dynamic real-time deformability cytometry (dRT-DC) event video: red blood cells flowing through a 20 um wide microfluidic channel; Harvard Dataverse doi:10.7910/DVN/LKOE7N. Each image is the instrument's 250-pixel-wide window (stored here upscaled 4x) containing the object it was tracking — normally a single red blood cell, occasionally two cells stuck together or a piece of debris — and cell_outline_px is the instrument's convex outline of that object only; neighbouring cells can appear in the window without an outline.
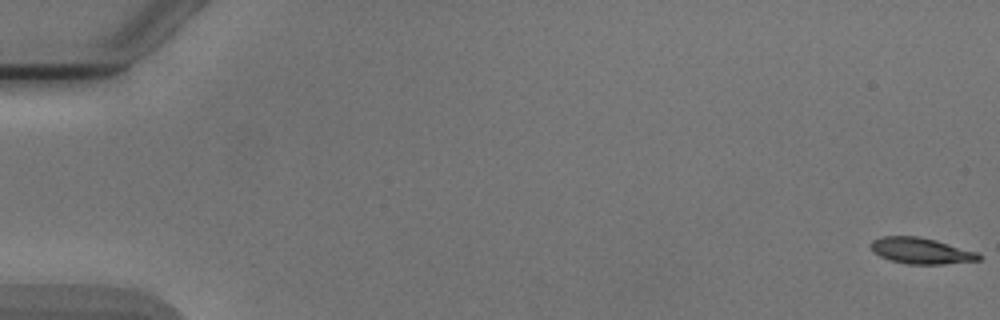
{"species": "Egyptian fruit bat (a non-hibernating species)", "species_latin": "Rousettus aegyptiacus", "temperature_condition": "cold", "stored_images_in_passage": 9, "camera_frame_rate_fps": 3000, "um_per_image_px": 0.085, "animal": {"sex": "male"}, "frame": {"image": 1, "passage_image": 1, "time_ms": 0.0, "image_size_px": [1000, 320], "cell_outline_px": [[980, 260], [944, 264], [904, 264], [880, 256], [872, 252], [868, 244], [872, 240], [884, 236], [916, 236], [936, 240], [976, 252], [980, 256]], "centroid_in_image_um": [78.22, 21.31], "position_along_channel_um": 6.8, "area_um2": 16.36}}
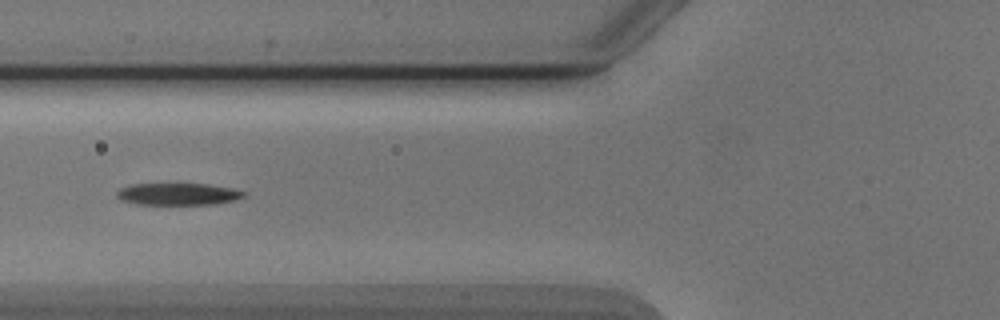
{"frame": {"image": 2, "passage_image": 6, "time_ms": 7.0, "image_size_px": [1000, 320], "cell_outline_px": [[248, 196], [236, 200], [216, 204], [136, 204], [120, 200], [116, 196], [116, 192], [120, 188], [132, 184], [208, 184], [232, 188], [248, 192]], "centroid_in_image_um": [15.19, 16.5], "position_along_channel_um": 110.6, "area_um2": 16.47}}
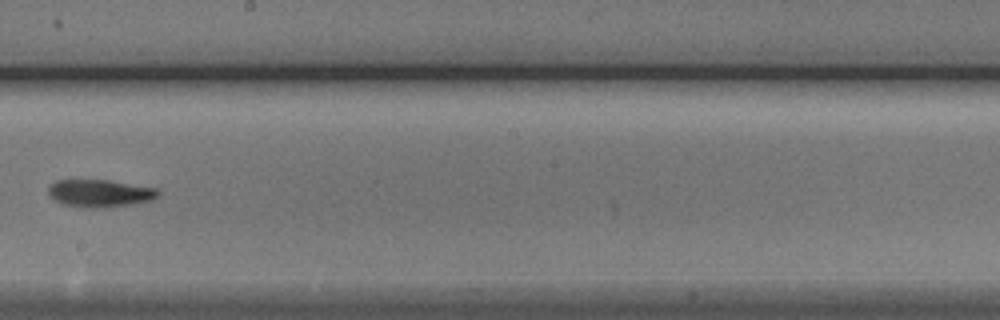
{"frame": {"image": 3, "passage_image": 9, "time_ms": 10.333, "image_size_px": [1000, 320], "cell_outline_px": [[160, 196], [152, 200], [132, 204], [100, 208], [88, 208], [60, 204], [48, 196], [48, 188], [56, 180], [108, 180], [156, 188], [160, 192]], "centroid_in_image_um": [8.48, 16.44], "position_along_channel_um": 239.7, "area_um2": 17.74}}